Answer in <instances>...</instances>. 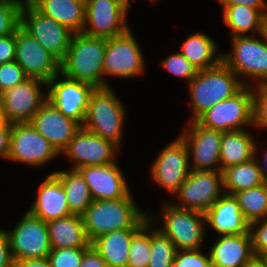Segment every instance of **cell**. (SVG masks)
<instances>
[{"label":"cell","mask_w":267,"mask_h":267,"mask_svg":"<svg viewBox=\"0 0 267 267\" xmlns=\"http://www.w3.org/2000/svg\"><path fill=\"white\" fill-rule=\"evenodd\" d=\"M136 205L130 192L116 200H93L82 215L88 239L116 230L141 229L151 217Z\"/></svg>","instance_id":"1"},{"label":"cell","mask_w":267,"mask_h":267,"mask_svg":"<svg viewBox=\"0 0 267 267\" xmlns=\"http://www.w3.org/2000/svg\"><path fill=\"white\" fill-rule=\"evenodd\" d=\"M106 45L107 39L74 33L67 54L60 62V75L95 87L109 86L103 80Z\"/></svg>","instance_id":"2"},{"label":"cell","mask_w":267,"mask_h":267,"mask_svg":"<svg viewBox=\"0 0 267 267\" xmlns=\"http://www.w3.org/2000/svg\"><path fill=\"white\" fill-rule=\"evenodd\" d=\"M238 76L221 60L216 66L198 71L188 83L193 116L196 121L216 103L237 94L251 83L238 80Z\"/></svg>","instance_id":"3"},{"label":"cell","mask_w":267,"mask_h":267,"mask_svg":"<svg viewBox=\"0 0 267 267\" xmlns=\"http://www.w3.org/2000/svg\"><path fill=\"white\" fill-rule=\"evenodd\" d=\"M125 112L109 86L96 87L90 96L82 127L121 146Z\"/></svg>","instance_id":"4"},{"label":"cell","mask_w":267,"mask_h":267,"mask_svg":"<svg viewBox=\"0 0 267 267\" xmlns=\"http://www.w3.org/2000/svg\"><path fill=\"white\" fill-rule=\"evenodd\" d=\"M203 127L223 132L243 130L253 125V86L245 85L237 94L216 103L197 120Z\"/></svg>","instance_id":"5"},{"label":"cell","mask_w":267,"mask_h":267,"mask_svg":"<svg viewBox=\"0 0 267 267\" xmlns=\"http://www.w3.org/2000/svg\"><path fill=\"white\" fill-rule=\"evenodd\" d=\"M20 27L59 62L70 46L74 32L38 11L29 1L21 8Z\"/></svg>","instance_id":"6"},{"label":"cell","mask_w":267,"mask_h":267,"mask_svg":"<svg viewBox=\"0 0 267 267\" xmlns=\"http://www.w3.org/2000/svg\"><path fill=\"white\" fill-rule=\"evenodd\" d=\"M250 36L232 37V53L221 54V60L237 75L256 78L258 85H267V40Z\"/></svg>","instance_id":"7"},{"label":"cell","mask_w":267,"mask_h":267,"mask_svg":"<svg viewBox=\"0 0 267 267\" xmlns=\"http://www.w3.org/2000/svg\"><path fill=\"white\" fill-rule=\"evenodd\" d=\"M164 205L163 227L159 230L174 243L177 251L200 250L205 235V214L179 209L172 204Z\"/></svg>","instance_id":"8"},{"label":"cell","mask_w":267,"mask_h":267,"mask_svg":"<svg viewBox=\"0 0 267 267\" xmlns=\"http://www.w3.org/2000/svg\"><path fill=\"white\" fill-rule=\"evenodd\" d=\"M223 190L221 171L191 170L186 180L176 192L179 197V209L205 213L218 200Z\"/></svg>","instance_id":"9"},{"label":"cell","mask_w":267,"mask_h":267,"mask_svg":"<svg viewBox=\"0 0 267 267\" xmlns=\"http://www.w3.org/2000/svg\"><path fill=\"white\" fill-rule=\"evenodd\" d=\"M13 260L48 258L51 246L46 222L28 211L12 232L6 231Z\"/></svg>","instance_id":"10"},{"label":"cell","mask_w":267,"mask_h":267,"mask_svg":"<svg viewBox=\"0 0 267 267\" xmlns=\"http://www.w3.org/2000/svg\"><path fill=\"white\" fill-rule=\"evenodd\" d=\"M129 7L130 4H120L114 0H85V25L82 33L103 39L126 33L129 28L125 16Z\"/></svg>","instance_id":"11"},{"label":"cell","mask_w":267,"mask_h":267,"mask_svg":"<svg viewBox=\"0 0 267 267\" xmlns=\"http://www.w3.org/2000/svg\"><path fill=\"white\" fill-rule=\"evenodd\" d=\"M47 83L37 78H28L24 82L1 94L0 118L9 123L30 122L47 97L40 91Z\"/></svg>","instance_id":"12"},{"label":"cell","mask_w":267,"mask_h":267,"mask_svg":"<svg viewBox=\"0 0 267 267\" xmlns=\"http://www.w3.org/2000/svg\"><path fill=\"white\" fill-rule=\"evenodd\" d=\"M60 74L50 80L46 87L50 88L46 100L56 107L65 117L83 125L88 109L89 99L96 88L94 85L69 79L59 80Z\"/></svg>","instance_id":"13"},{"label":"cell","mask_w":267,"mask_h":267,"mask_svg":"<svg viewBox=\"0 0 267 267\" xmlns=\"http://www.w3.org/2000/svg\"><path fill=\"white\" fill-rule=\"evenodd\" d=\"M60 155L30 122L13 123L8 160L42 166Z\"/></svg>","instance_id":"14"},{"label":"cell","mask_w":267,"mask_h":267,"mask_svg":"<svg viewBox=\"0 0 267 267\" xmlns=\"http://www.w3.org/2000/svg\"><path fill=\"white\" fill-rule=\"evenodd\" d=\"M141 49L131 33L107 39L103 62L104 75L131 78L143 73L145 68Z\"/></svg>","instance_id":"15"},{"label":"cell","mask_w":267,"mask_h":267,"mask_svg":"<svg viewBox=\"0 0 267 267\" xmlns=\"http://www.w3.org/2000/svg\"><path fill=\"white\" fill-rule=\"evenodd\" d=\"M189 151L181 137L164 148L151 167L153 180L175 194L191 172Z\"/></svg>","instance_id":"16"},{"label":"cell","mask_w":267,"mask_h":267,"mask_svg":"<svg viewBox=\"0 0 267 267\" xmlns=\"http://www.w3.org/2000/svg\"><path fill=\"white\" fill-rule=\"evenodd\" d=\"M15 40L14 60L29 78H37L48 83L60 74V62L21 27L15 32Z\"/></svg>","instance_id":"17"},{"label":"cell","mask_w":267,"mask_h":267,"mask_svg":"<svg viewBox=\"0 0 267 267\" xmlns=\"http://www.w3.org/2000/svg\"><path fill=\"white\" fill-rule=\"evenodd\" d=\"M222 132L203 127L197 121H191L189 128L180 135L188 148L189 156L192 155L193 165L190 166L192 167L191 170L221 171L220 144Z\"/></svg>","instance_id":"18"},{"label":"cell","mask_w":267,"mask_h":267,"mask_svg":"<svg viewBox=\"0 0 267 267\" xmlns=\"http://www.w3.org/2000/svg\"><path fill=\"white\" fill-rule=\"evenodd\" d=\"M117 144L93 134L81 126L62 151L73 160L72 169L92 165H106L115 162Z\"/></svg>","instance_id":"19"},{"label":"cell","mask_w":267,"mask_h":267,"mask_svg":"<svg viewBox=\"0 0 267 267\" xmlns=\"http://www.w3.org/2000/svg\"><path fill=\"white\" fill-rule=\"evenodd\" d=\"M31 125L61 154L81 125L65 117L49 101L33 115Z\"/></svg>","instance_id":"20"},{"label":"cell","mask_w":267,"mask_h":267,"mask_svg":"<svg viewBox=\"0 0 267 267\" xmlns=\"http://www.w3.org/2000/svg\"><path fill=\"white\" fill-rule=\"evenodd\" d=\"M87 183L93 200H116L124 198L130 189L123 173L114 162L77 169Z\"/></svg>","instance_id":"21"},{"label":"cell","mask_w":267,"mask_h":267,"mask_svg":"<svg viewBox=\"0 0 267 267\" xmlns=\"http://www.w3.org/2000/svg\"><path fill=\"white\" fill-rule=\"evenodd\" d=\"M205 222L220 235H239L250 231V223L234 195L223 193L205 213Z\"/></svg>","instance_id":"22"},{"label":"cell","mask_w":267,"mask_h":267,"mask_svg":"<svg viewBox=\"0 0 267 267\" xmlns=\"http://www.w3.org/2000/svg\"><path fill=\"white\" fill-rule=\"evenodd\" d=\"M210 248L212 267H245L254 258L250 231L239 235H222Z\"/></svg>","instance_id":"23"},{"label":"cell","mask_w":267,"mask_h":267,"mask_svg":"<svg viewBox=\"0 0 267 267\" xmlns=\"http://www.w3.org/2000/svg\"><path fill=\"white\" fill-rule=\"evenodd\" d=\"M28 212L44 222L72 215L67 204L63 185L53 173L41 182L37 198Z\"/></svg>","instance_id":"24"},{"label":"cell","mask_w":267,"mask_h":267,"mask_svg":"<svg viewBox=\"0 0 267 267\" xmlns=\"http://www.w3.org/2000/svg\"><path fill=\"white\" fill-rule=\"evenodd\" d=\"M46 224L51 249L88 248L91 245L82 216L70 215L47 221Z\"/></svg>","instance_id":"25"},{"label":"cell","mask_w":267,"mask_h":267,"mask_svg":"<svg viewBox=\"0 0 267 267\" xmlns=\"http://www.w3.org/2000/svg\"><path fill=\"white\" fill-rule=\"evenodd\" d=\"M42 14L53 18L72 32H82L85 25V0H29Z\"/></svg>","instance_id":"26"},{"label":"cell","mask_w":267,"mask_h":267,"mask_svg":"<svg viewBox=\"0 0 267 267\" xmlns=\"http://www.w3.org/2000/svg\"><path fill=\"white\" fill-rule=\"evenodd\" d=\"M139 230L112 231L96 237L91 241V245L104 259L107 267H127L130 243Z\"/></svg>","instance_id":"27"},{"label":"cell","mask_w":267,"mask_h":267,"mask_svg":"<svg viewBox=\"0 0 267 267\" xmlns=\"http://www.w3.org/2000/svg\"><path fill=\"white\" fill-rule=\"evenodd\" d=\"M245 130L222 132L220 144L221 172L256 157L257 148L252 135Z\"/></svg>","instance_id":"28"},{"label":"cell","mask_w":267,"mask_h":267,"mask_svg":"<svg viewBox=\"0 0 267 267\" xmlns=\"http://www.w3.org/2000/svg\"><path fill=\"white\" fill-rule=\"evenodd\" d=\"M216 42L202 33L191 34L181 46L180 53L200 71L216 66L221 61L217 56Z\"/></svg>","instance_id":"29"},{"label":"cell","mask_w":267,"mask_h":267,"mask_svg":"<svg viewBox=\"0 0 267 267\" xmlns=\"http://www.w3.org/2000/svg\"><path fill=\"white\" fill-rule=\"evenodd\" d=\"M53 174L63 185L71 214L82 216L93 199L80 172L77 169H71V171H54Z\"/></svg>","instance_id":"30"},{"label":"cell","mask_w":267,"mask_h":267,"mask_svg":"<svg viewBox=\"0 0 267 267\" xmlns=\"http://www.w3.org/2000/svg\"><path fill=\"white\" fill-rule=\"evenodd\" d=\"M222 175L224 193L229 195L265 183L255 157L247 162L224 169Z\"/></svg>","instance_id":"31"},{"label":"cell","mask_w":267,"mask_h":267,"mask_svg":"<svg viewBox=\"0 0 267 267\" xmlns=\"http://www.w3.org/2000/svg\"><path fill=\"white\" fill-rule=\"evenodd\" d=\"M223 22L232 30V37L245 36L246 32L263 33L264 15L255 8L245 5H222ZM256 29V30H255Z\"/></svg>","instance_id":"32"},{"label":"cell","mask_w":267,"mask_h":267,"mask_svg":"<svg viewBox=\"0 0 267 267\" xmlns=\"http://www.w3.org/2000/svg\"><path fill=\"white\" fill-rule=\"evenodd\" d=\"M245 219L250 223V231L267 216V183L238 191L234 194Z\"/></svg>","instance_id":"33"},{"label":"cell","mask_w":267,"mask_h":267,"mask_svg":"<svg viewBox=\"0 0 267 267\" xmlns=\"http://www.w3.org/2000/svg\"><path fill=\"white\" fill-rule=\"evenodd\" d=\"M151 257L148 267H173L177 253L174 243L159 229L150 228Z\"/></svg>","instance_id":"34"},{"label":"cell","mask_w":267,"mask_h":267,"mask_svg":"<svg viewBox=\"0 0 267 267\" xmlns=\"http://www.w3.org/2000/svg\"><path fill=\"white\" fill-rule=\"evenodd\" d=\"M149 220L132 238L128 252L127 267H148L151 257ZM151 223V224H150Z\"/></svg>","instance_id":"35"},{"label":"cell","mask_w":267,"mask_h":267,"mask_svg":"<svg viewBox=\"0 0 267 267\" xmlns=\"http://www.w3.org/2000/svg\"><path fill=\"white\" fill-rule=\"evenodd\" d=\"M87 248L51 249L48 255L50 267H80Z\"/></svg>","instance_id":"36"},{"label":"cell","mask_w":267,"mask_h":267,"mask_svg":"<svg viewBox=\"0 0 267 267\" xmlns=\"http://www.w3.org/2000/svg\"><path fill=\"white\" fill-rule=\"evenodd\" d=\"M162 67L177 77L189 83L198 73V70L180 52L171 54L162 61Z\"/></svg>","instance_id":"37"},{"label":"cell","mask_w":267,"mask_h":267,"mask_svg":"<svg viewBox=\"0 0 267 267\" xmlns=\"http://www.w3.org/2000/svg\"><path fill=\"white\" fill-rule=\"evenodd\" d=\"M20 15V6L0 3V38L16 32L20 27Z\"/></svg>","instance_id":"38"},{"label":"cell","mask_w":267,"mask_h":267,"mask_svg":"<svg viewBox=\"0 0 267 267\" xmlns=\"http://www.w3.org/2000/svg\"><path fill=\"white\" fill-rule=\"evenodd\" d=\"M29 77L14 60L0 65V94L24 82Z\"/></svg>","instance_id":"39"},{"label":"cell","mask_w":267,"mask_h":267,"mask_svg":"<svg viewBox=\"0 0 267 267\" xmlns=\"http://www.w3.org/2000/svg\"><path fill=\"white\" fill-rule=\"evenodd\" d=\"M254 88L255 86H253V127L267 128V85H258Z\"/></svg>","instance_id":"40"},{"label":"cell","mask_w":267,"mask_h":267,"mask_svg":"<svg viewBox=\"0 0 267 267\" xmlns=\"http://www.w3.org/2000/svg\"><path fill=\"white\" fill-rule=\"evenodd\" d=\"M173 267H212L210 254L206 257L201 249L177 251Z\"/></svg>","instance_id":"41"},{"label":"cell","mask_w":267,"mask_h":267,"mask_svg":"<svg viewBox=\"0 0 267 267\" xmlns=\"http://www.w3.org/2000/svg\"><path fill=\"white\" fill-rule=\"evenodd\" d=\"M261 225L257 226V230L250 231L252 238V250L255 257H261L267 253V219H261Z\"/></svg>","instance_id":"42"},{"label":"cell","mask_w":267,"mask_h":267,"mask_svg":"<svg viewBox=\"0 0 267 267\" xmlns=\"http://www.w3.org/2000/svg\"><path fill=\"white\" fill-rule=\"evenodd\" d=\"M16 51L15 33L0 38V65L14 61Z\"/></svg>","instance_id":"43"},{"label":"cell","mask_w":267,"mask_h":267,"mask_svg":"<svg viewBox=\"0 0 267 267\" xmlns=\"http://www.w3.org/2000/svg\"><path fill=\"white\" fill-rule=\"evenodd\" d=\"M13 261L7 232L0 229V267H12Z\"/></svg>","instance_id":"44"},{"label":"cell","mask_w":267,"mask_h":267,"mask_svg":"<svg viewBox=\"0 0 267 267\" xmlns=\"http://www.w3.org/2000/svg\"><path fill=\"white\" fill-rule=\"evenodd\" d=\"M12 123L0 119V157L8 160Z\"/></svg>","instance_id":"45"},{"label":"cell","mask_w":267,"mask_h":267,"mask_svg":"<svg viewBox=\"0 0 267 267\" xmlns=\"http://www.w3.org/2000/svg\"><path fill=\"white\" fill-rule=\"evenodd\" d=\"M80 267H107L101 255L90 245L84 252Z\"/></svg>","instance_id":"46"},{"label":"cell","mask_w":267,"mask_h":267,"mask_svg":"<svg viewBox=\"0 0 267 267\" xmlns=\"http://www.w3.org/2000/svg\"><path fill=\"white\" fill-rule=\"evenodd\" d=\"M265 0H219L222 5H245L250 8L258 9L264 16L267 14V3Z\"/></svg>","instance_id":"47"},{"label":"cell","mask_w":267,"mask_h":267,"mask_svg":"<svg viewBox=\"0 0 267 267\" xmlns=\"http://www.w3.org/2000/svg\"><path fill=\"white\" fill-rule=\"evenodd\" d=\"M12 267H50L47 258L14 260Z\"/></svg>","instance_id":"48"},{"label":"cell","mask_w":267,"mask_h":267,"mask_svg":"<svg viewBox=\"0 0 267 267\" xmlns=\"http://www.w3.org/2000/svg\"><path fill=\"white\" fill-rule=\"evenodd\" d=\"M245 267H267L266 263L261 259V257H255L249 264Z\"/></svg>","instance_id":"49"},{"label":"cell","mask_w":267,"mask_h":267,"mask_svg":"<svg viewBox=\"0 0 267 267\" xmlns=\"http://www.w3.org/2000/svg\"><path fill=\"white\" fill-rule=\"evenodd\" d=\"M264 161H263V163H265V164H267V153H264ZM258 161V165H259V167H260V170H261V174H262V178H263V180H264V182L265 183H267V171H266V168L265 167H262V162L261 163H259V160H257Z\"/></svg>","instance_id":"50"},{"label":"cell","mask_w":267,"mask_h":267,"mask_svg":"<svg viewBox=\"0 0 267 267\" xmlns=\"http://www.w3.org/2000/svg\"><path fill=\"white\" fill-rule=\"evenodd\" d=\"M28 1L29 0H24L23 2L22 0H0V3H11L14 5H18L22 8L24 5L28 3Z\"/></svg>","instance_id":"51"},{"label":"cell","mask_w":267,"mask_h":267,"mask_svg":"<svg viewBox=\"0 0 267 267\" xmlns=\"http://www.w3.org/2000/svg\"><path fill=\"white\" fill-rule=\"evenodd\" d=\"M263 35L265 36L267 40V14L265 15L264 21H263Z\"/></svg>","instance_id":"52"},{"label":"cell","mask_w":267,"mask_h":267,"mask_svg":"<svg viewBox=\"0 0 267 267\" xmlns=\"http://www.w3.org/2000/svg\"><path fill=\"white\" fill-rule=\"evenodd\" d=\"M114 1H117L119 2L120 4H130V0H114Z\"/></svg>","instance_id":"53"},{"label":"cell","mask_w":267,"mask_h":267,"mask_svg":"<svg viewBox=\"0 0 267 267\" xmlns=\"http://www.w3.org/2000/svg\"><path fill=\"white\" fill-rule=\"evenodd\" d=\"M261 259L266 263L267 265V253L261 256Z\"/></svg>","instance_id":"54"}]
</instances>
